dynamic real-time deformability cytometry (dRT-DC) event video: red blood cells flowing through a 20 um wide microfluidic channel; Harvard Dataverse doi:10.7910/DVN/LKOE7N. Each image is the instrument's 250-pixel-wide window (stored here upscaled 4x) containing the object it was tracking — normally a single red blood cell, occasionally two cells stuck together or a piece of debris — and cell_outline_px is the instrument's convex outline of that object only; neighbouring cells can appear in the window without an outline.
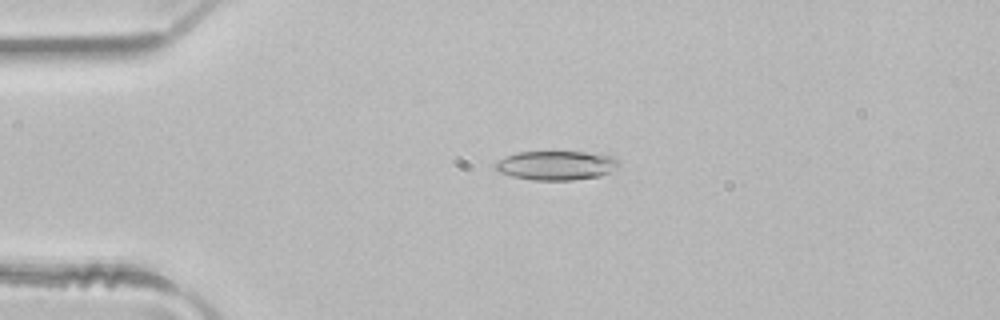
{"species": "common noctule bat (a hibernating species)", "species_latin": "Nyctalus noctula", "temperature_condition": "room temperature", "stored_images_in_passage": 39, "camera_frame_rate_fps": 3000, "um_per_image_px": 0.085, "animal": {"sex": "male", "body_mass_g": 21.5, "forearm_length_mm": 52.0}, "frame": {"image": 1, "passage_image": 1, "time_ms": 0.0, "image_size_px": [1000, 320], "cell_outline_px": [[620, 164], [616, 168], [600, 176], [572, 180], [532, 180], [512, 176], [500, 172], [496, 168], [496, 164], [500, 160], [516, 152], [584, 152], [612, 156]], "centroid_in_image_um": [47.3, 14.06], "position_along_channel_um": 37.7, "area_um2": 20.63}}
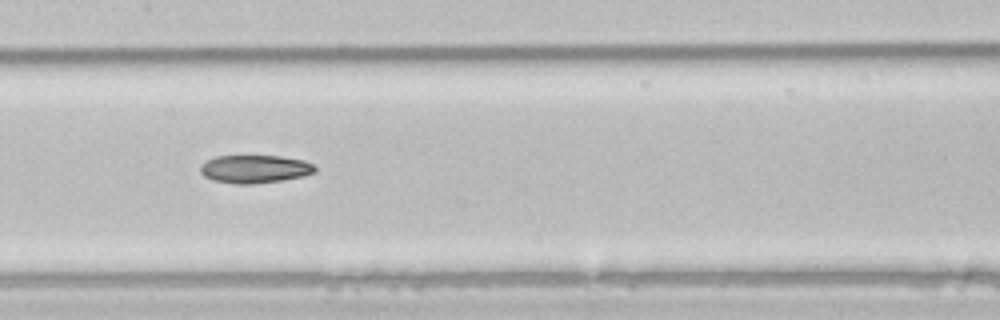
{"frame": {"image": 2, "passage_image": 14, "time_ms": 4.333, "image_size_px": [1000, 320], "cell_outline_px": [[316, 172], [304, 176], [280, 180], [252, 184], [236, 184], [212, 180], [204, 176], [200, 172], [200, 164], [216, 156], [280, 156], [304, 160], [312, 164], [316, 168]], "centroid_in_image_um": [21.64, 14.36], "position_along_channel_um": 185.8, "area_um2": 18.73}}
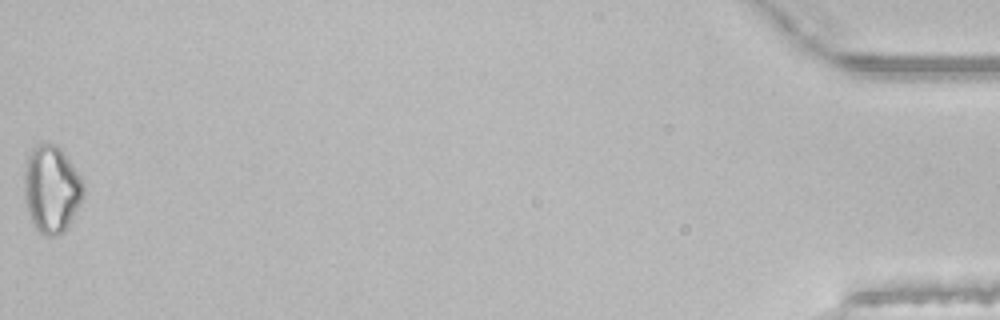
{"frame": {"image": 3, "passage_image": 39, "time_ms": 12.667, "image_size_px": [1000, 320], "cell_outline_px": [[84, 196], [80, 204], [64, 232], [56, 236], [44, 236], [32, 224], [28, 212], [24, 192], [24, 172], [28, 156], [32, 148], [36, 144], [56, 144], [60, 148], [80, 176], [84, 184]], "centroid_in_image_um": [4.37, 16.09], "position_along_channel_um": 430.8, "area_um2": 30.06}}